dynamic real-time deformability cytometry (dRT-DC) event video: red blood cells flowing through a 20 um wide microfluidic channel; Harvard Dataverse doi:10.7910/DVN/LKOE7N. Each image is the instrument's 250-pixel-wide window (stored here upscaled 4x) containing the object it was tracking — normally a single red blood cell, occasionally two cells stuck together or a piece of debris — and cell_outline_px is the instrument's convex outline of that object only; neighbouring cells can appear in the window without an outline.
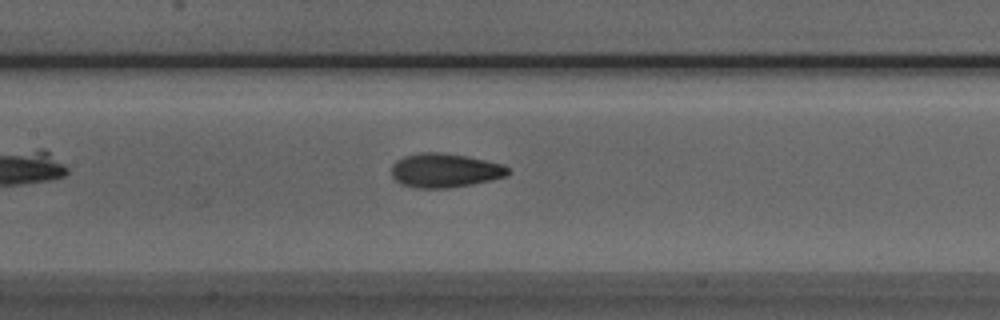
{"species": "Egyptian fruit bat (a non-hibernating species)", "species_latin": "Rousettus aegyptiacus", "temperature_condition": "room temperature", "stored_images_in_passage": 38, "camera_frame_rate_fps": 3000, "um_per_image_px": 0.085, "animal": {"sex": "male"}, "frame": {"image": 1, "passage_image": 14, "time_ms": 4.333, "image_size_px": [1000, 320], "cell_outline_px": [[512, 172], [508, 176], [492, 180], [472, 184], [448, 188], [416, 188], [400, 184], [392, 176], [392, 164], [396, 160], [404, 156], [420, 152], [440, 152], [468, 156], [504, 164]], "centroid_in_image_um": [37.84, 14.48], "position_along_channel_um": 169.6, "area_um2": 23.47}}
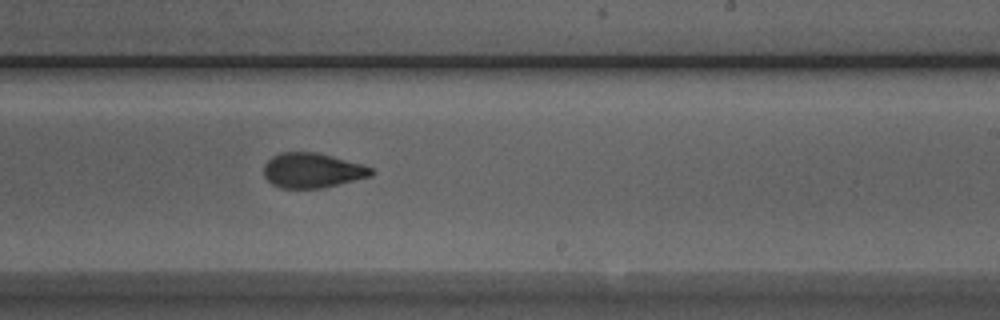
{"frame": {"image": 2, "passage_image": 21, "time_ms": 6.667, "image_size_px": [1000, 320], "cell_outline_px": [[376, 172], [372, 176], [320, 188], [280, 188], [272, 184], [264, 176], [264, 164], [272, 156], [280, 152], [316, 152], [364, 164], [372, 168]], "centroid_in_image_um": [26.55, 14.48], "position_along_channel_um": 262.4, "area_um2": 21.91}}
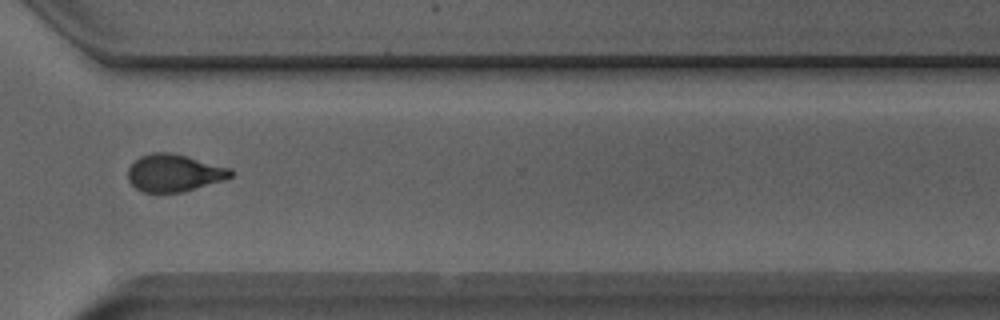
{"frame": {"image": 3, "passage_image": 28, "time_ms": 9.0, "image_size_px": [1000, 320], "cell_outline_px": [[232, 176], [224, 180], [184, 192], [144, 192], [136, 188], [128, 180], [128, 168], [140, 156], [152, 152], [168, 152], [188, 156], [232, 168]], "centroid_in_image_um": [14.82, 14.69], "position_along_channel_um": 355.8, "area_um2": 22.43}, "authors_computed_cell_mechanics": {"area_um2": 22.6865, "velocity_mm_per_s": 3.9963, "shape_relaxation_time_tau1_ms": 8.6782, "shape_relaxation_time_tau2_ms": 1.6104, "deformation_change_tau1": 0.203, "deformation_change_tau2": 0.0836}}